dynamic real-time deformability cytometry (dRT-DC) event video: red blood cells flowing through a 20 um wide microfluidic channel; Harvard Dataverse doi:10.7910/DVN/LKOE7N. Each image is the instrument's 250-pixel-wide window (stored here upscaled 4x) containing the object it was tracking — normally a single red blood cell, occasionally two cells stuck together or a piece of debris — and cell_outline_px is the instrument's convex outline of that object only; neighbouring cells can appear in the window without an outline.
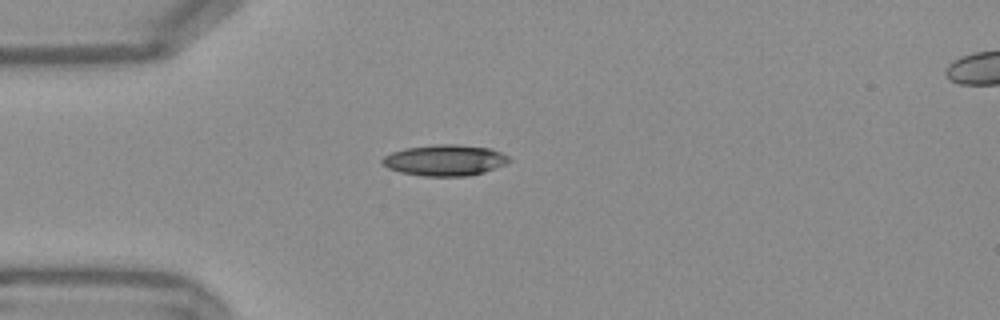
{"species": "Egyptian fruit bat (a non-hibernating species)", "species_latin": "Rousettus aegyptiacus", "temperature_condition": "warm", "stored_images_in_passage": 34, "camera_frame_rate_fps": 3000, "um_per_image_px": 0.085, "frame": {"image": 1, "passage_image": 1, "time_ms": 0.0, "image_size_px": [1000, 320], "cell_outline_px": [[512, 160], [504, 164], [484, 172], [468, 176], [424, 176], [400, 172], [388, 168], [380, 164], [380, 160], [384, 156], [392, 152], [404, 148], [436, 144], [456, 144], [488, 148], [500, 152], [508, 156]], "centroid_in_image_um": [37.77, 13.62], "position_along_channel_um": 47.2, "area_um2": 22.95}}
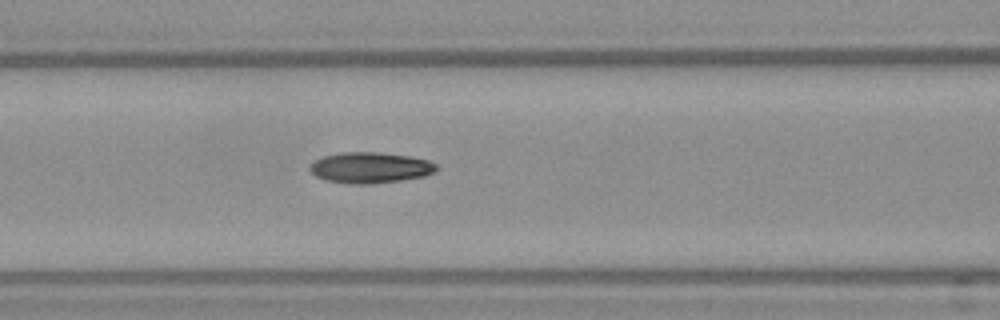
{"frame": {"image": 2, "passage_image": 9, "time_ms": 2.667, "image_size_px": [1000, 320], "cell_outline_px": [[440, 168], [424, 176], [400, 180], [372, 184], [348, 184], [324, 180], [316, 176], [308, 168], [316, 160], [324, 156], [340, 152], [380, 152], [412, 156], [428, 160], [436, 164]], "centroid_in_image_um": [31.47, 14.25], "position_along_channel_um": 135.1, "area_um2": 22.89}}
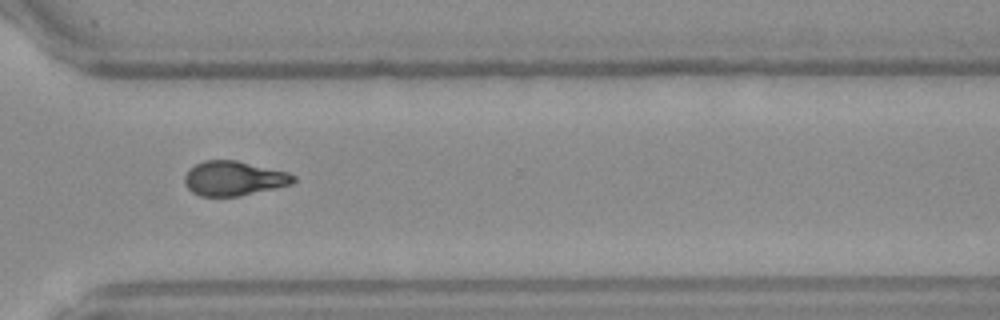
{"frame": {"image": 3, "passage_image": 26, "time_ms": 8.333, "image_size_px": [1000, 320], "cell_outline_px": [[296, 180], [292, 184], [240, 196], [200, 196], [192, 192], [184, 184], [184, 176], [188, 168], [204, 160], [236, 160], [288, 172], [296, 176]], "centroid_in_image_um": [19.85, 15.16], "position_along_channel_um": 350.7, "area_um2": 22.02}, "authors_computed_cell_mechanics": {"area_um2": 22.3108, "velocity_mm_per_s": 3.8039, "shape_relaxation_time_tau1_ms": 9.2769, "shape_relaxation_time_tau2_ms": 3.9396, "deformation_change_tau1": 0.2189, "deformation_change_tau2": 0.1102}}